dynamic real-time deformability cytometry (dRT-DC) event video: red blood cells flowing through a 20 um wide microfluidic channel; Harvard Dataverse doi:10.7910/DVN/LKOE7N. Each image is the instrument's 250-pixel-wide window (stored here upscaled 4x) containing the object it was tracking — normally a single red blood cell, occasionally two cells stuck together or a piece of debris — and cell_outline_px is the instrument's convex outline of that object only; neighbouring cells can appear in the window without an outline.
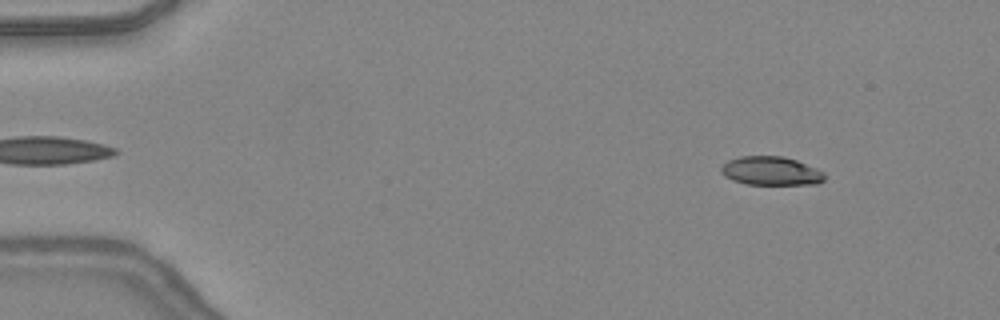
{"species": "common noctule bat (a hibernating species)", "species_latin": "Nyctalus noctula", "temperature_condition": "warm", "stored_images_in_passage": 46, "camera_frame_rate_fps": 3000, "um_per_image_px": 0.085, "animal": {"sex": "female", "body_mass_g": 24.6, "forearm_length_mm": 56.2}, "frame": {"image": 1, "passage_image": 4, "time_ms": 1.0, "image_size_px": [1000, 320], "cell_outline_px": [[824, 180], [816, 184], [744, 184], [732, 180], [724, 176], [720, 172], [720, 168], [728, 160], [740, 156], [784, 156], [796, 160], [816, 168], [824, 172]], "centroid_in_image_um": [65.5, 14.53], "position_along_channel_um": 19.5, "area_um2": 17.34}}
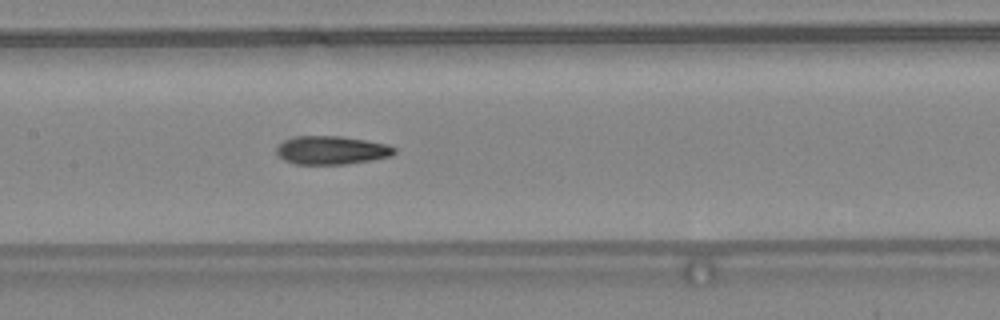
{"frame": {"image": 2, "passage_image": 22, "time_ms": 7.0, "image_size_px": [1000, 320], "cell_outline_px": [[396, 152], [392, 156], [372, 160], [344, 164], [296, 164], [284, 160], [276, 152], [276, 148], [284, 140], [296, 136], [340, 136], [388, 144], [396, 148]], "centroid_in_image_um": [28.2, 12.77], "position_along_channel_um": 179.2, "area_um2": 19.48}}
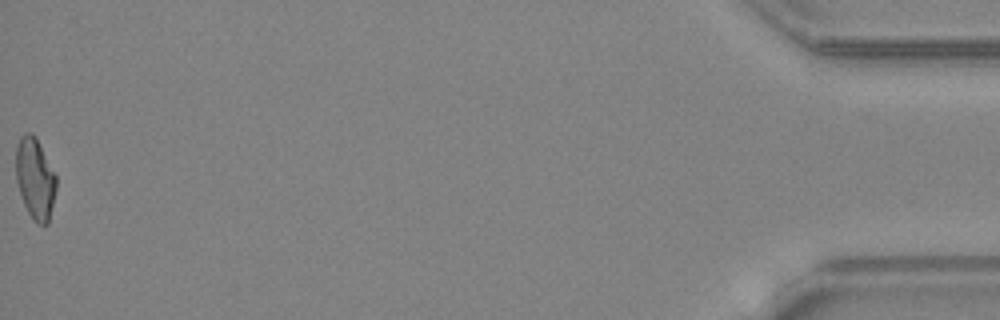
{"frame": {"image": 3, "passage_image": 46, "time_ms": 15.0, "image_size_px": [1000, 320], "cell_outline_px": [[56, 188], [48, 224], [44, 228], [36, 224], [32, 220], [24, 204], [16, 180], [16, 144], [20, 136], [24, 132], [32, 132], [36, 136], [56, 176]], "centroid_in_image_um": [2.98, 15.18], "position_along_channel_um": 432.2, "area_um2": 19.31}, "authors_computed_cell_mechanics": {"area_um2": 19.0162, "velocity_mm_per_s": 4.4184, "shape_relaxation_time_tau1_ms": 9.2416, "shape_relaxation_time_tau2_ms": 3.1748, "deformation_change_tau1": 0.2838, "deformation_change_tau2": 0.1237}}